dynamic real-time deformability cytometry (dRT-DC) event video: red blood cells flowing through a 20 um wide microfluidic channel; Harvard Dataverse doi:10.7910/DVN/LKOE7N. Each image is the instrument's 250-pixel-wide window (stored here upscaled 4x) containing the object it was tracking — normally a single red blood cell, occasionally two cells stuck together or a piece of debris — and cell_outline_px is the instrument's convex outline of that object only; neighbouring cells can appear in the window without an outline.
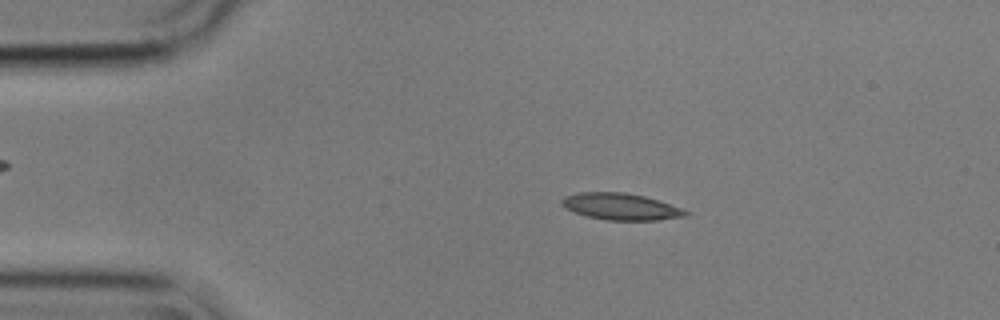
{"species": "common noctule bat (a hibernating species)", "species_latin": "Nyctalus noctula", "temperature_condition": "cold", "stored_images_in_passage": 55, "camera_frame_rate_fps": 3000, "um_per_image_px": 0.085, "animal": {"sex": "male", "body_mass_g": 17.9}, "frame": {"image": 1, "passage_image": 10, "time_ms": 3.0, "image_size_px": [1000, 320], "cell_outline_px": [[688, 216], [656, 220], [608, 220], [588, 216], [564, 208], [560, 204], [560, 200], [564, 196], [580, 192], [624, 192], [644, 196], [684, 208], [688, 212]], "centroid_in_image_um": [52.77, 17.55], "position_along_channel_um": 32.2, "area_um2": 19.25}}
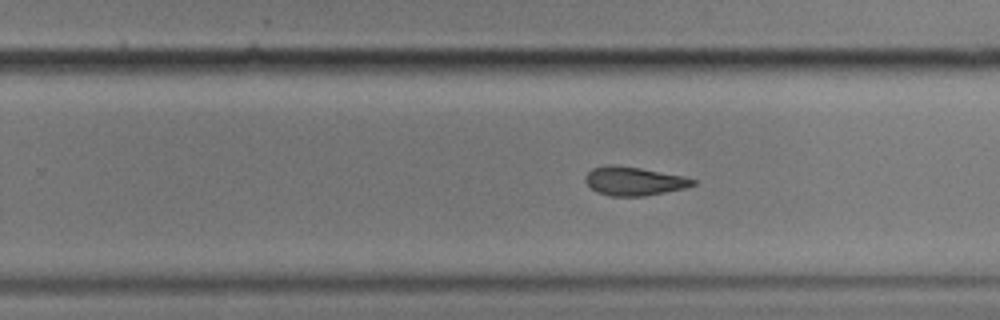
{"frame": {"image": 2, "passage_image": 34, "time_ms": 11.0, "image_size_px": [1000, 320], "cell_outline_px": [[696, 184], [684, 188], [644, 196], [612, 196], [596, 192], [584, 180], [584, 176], [592, 168], [608, 164], [612, 164], [640, 168], [680, 176], [696, 180]], "centroid_in_image_um": [53.82, 15.39], "position_along_channel_um": 276.0, "area_um2": 17.74}}
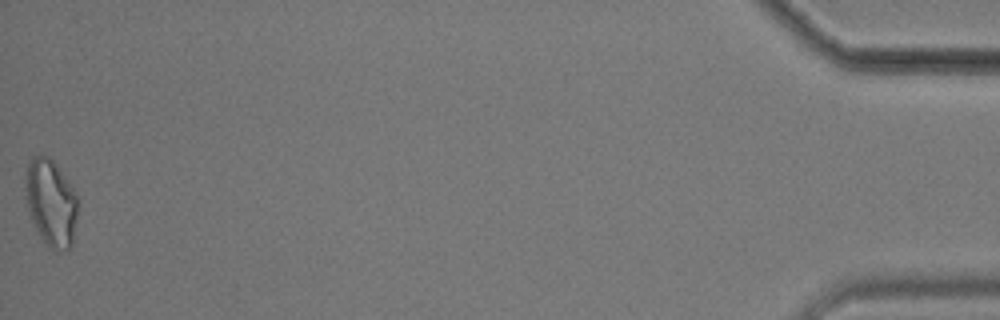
{"frame": {"image": 3, "passage_image": 55, "time_ms": 18.0, "image_size_px": [1000, 320], "cell_outline_px": [[76, 216], [72, 244], [68, 248], [60, 252], [56, 252], [48, 248], [44, 244], [32, 220], [24, 196], [24, 176], [28, 160], [32, 156], [48, 156], [56, 164], [76, 192]], "centroid_in_image_um": [4.28, 17.22], "position_along_channel_um": 430.9, "area_um2": 26.76}, "authors_computed_cell_mechanics": {"area_um2": 19.1896, "velocity_mm_per_s": 3.5789, "shape_relaxation_time_tau1_ms": 7.3681, "shape_relaxation_time_tau2_ms": 4.7499, "deformation_change_tau1": 0.1431, "deformation_change_tau2": 0.1388}}